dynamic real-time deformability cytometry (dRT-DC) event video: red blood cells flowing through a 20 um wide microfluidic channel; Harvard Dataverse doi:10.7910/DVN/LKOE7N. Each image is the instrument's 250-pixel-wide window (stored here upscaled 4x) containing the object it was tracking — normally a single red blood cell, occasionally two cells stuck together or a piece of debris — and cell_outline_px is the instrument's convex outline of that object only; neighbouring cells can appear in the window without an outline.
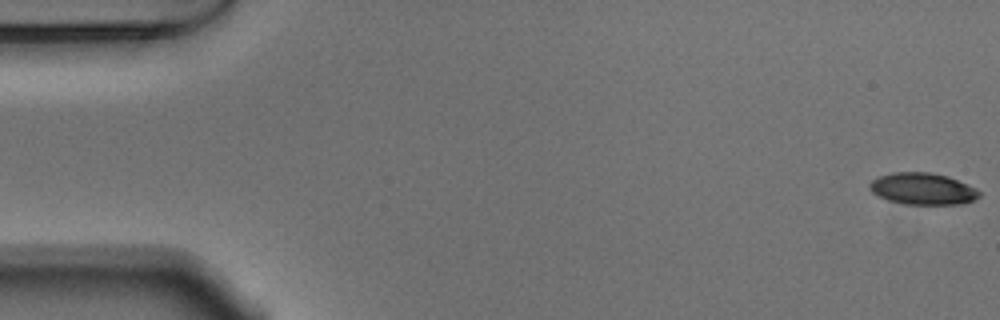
{"species": "Egyptian fruit bat (a non-hibernating species)", "species_latin": "Rousettus aegyptiacus", "temperature_condition": "warm", "stored_images_in_passage": 55, "camera_frame_rate_fps": 3000, "um_per_image_px": 0.085, "animal": {"sex": "male"}, "frame": {"image": 1, "passage_image": 1, "time_ms": 0.0, "image_size_px": [1000, 320], "cell_outline_px": [[980, 196], [976, 200], [964, 204], [904, 204], [888, 200], [872, 192], [868, 184], [872, 180], [880, 176], [892, 172], [932, 172], [948, 176], [968, 184], [976, 188], [980, 192]], "centroid_in_image_um": [78.47, 16.04], "position_along_channel_um": 6.5, "area_um2": 20.4}}
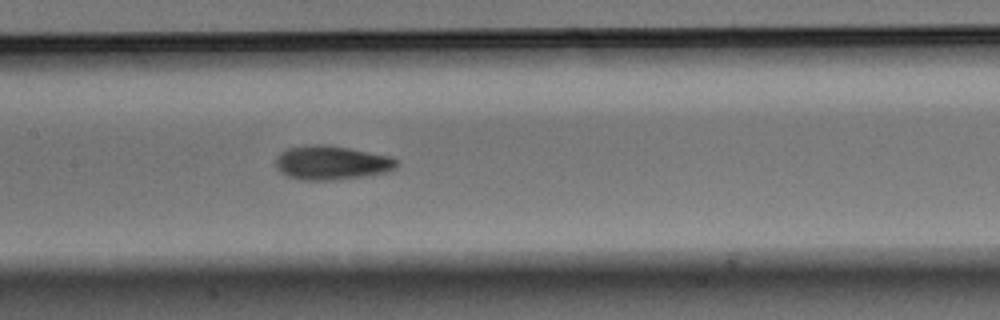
{"frame": {"image": 2, "passage_image": 26, "time_ms": 8.333, "image_size_px": [1000, 320], "cell_outline_px": [[396, 168], [384, 172], [360, 176], [332, 180], [304, 180], [288, 176], [280, 172], [276, 168], [276, 156], [280, 152], [288, 148], [312, 144], [320, 144], [348, 148], [388, 156], [396, 160]], "centroid_in_image_um": [28.1, 13.83], "position_along_channel_um": 179.3, "area_um2": 23.52}}
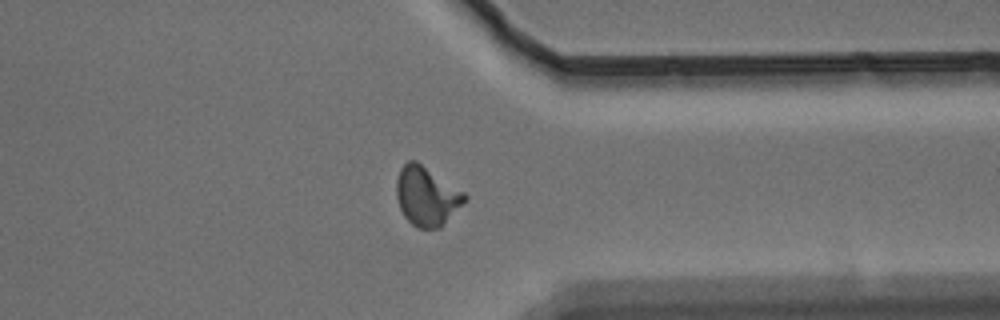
{"frame": {"image": 3, "passage_image": 42, "time_ms": 13.667, "image_size_px": [1000, 320], "cell_outline_px": [[468, 200], [440, 228], [416, 228], [404, 216], [400, 208], [396, 196], [396, 180], [400, 168], [408, 160], [416, 160], [464, 192], [468, 196]], "centroid_in_image_um": [36.27, 16.67], "position_along_channel_um": 375.1, "area_um2": 23.64}, "authors_computed_cell_mechanics": {"area_um2": 22.1374, "velocity_mm_per_s": 3.7586, "shape_relaxation_time_tau1_ms": 4.5238, "shape_relaxation_time_tau2_ms": 1.9936, "deformation_change_tau1": 0.1587, "deformation_change_tau2": 0.0802}}